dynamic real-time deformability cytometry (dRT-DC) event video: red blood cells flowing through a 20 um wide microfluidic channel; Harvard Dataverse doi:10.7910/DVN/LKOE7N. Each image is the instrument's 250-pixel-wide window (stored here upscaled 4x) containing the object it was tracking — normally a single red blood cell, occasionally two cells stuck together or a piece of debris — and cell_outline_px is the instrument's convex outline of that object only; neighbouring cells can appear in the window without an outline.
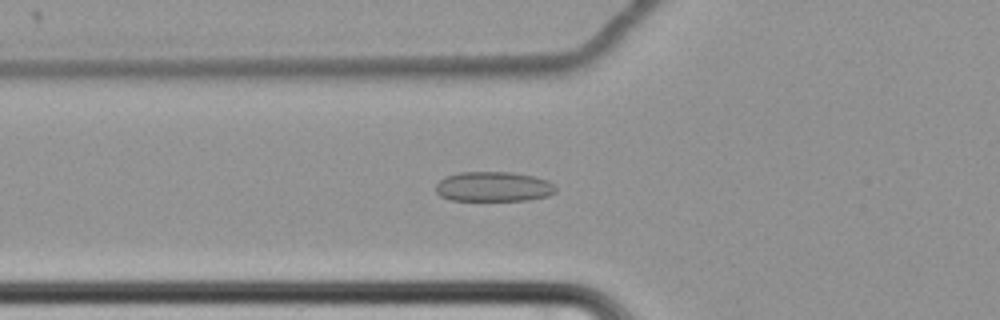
{"species": "common noctule bat (a hibernating species)", "species_latin": "Nyctalus noctula", "temperature_condition": "cold", "stored_images_in_passage": 57, "camera_frame_rate_fps": 3000, "um_per_image_px": 0.085, "animal": {"sex": "female", "body_mass_g": 22.7, "forearm_length_mm": 54.2}, "frame": {"image": 1, "passage_image": 19, "time_ms": 6.0, "image_size_px": [1000, 320], "cell_outline_px": [[556, 192], [548, 196], [528, 200], [452, 200], [440, 196], [436, 192], [436, 184], [444, 176], [460, 172], [512, 172], [532, 176], [548, 180], [556, 188]], "centroid_in_image_um": [41.94, 15.86], "position_along_channel_um": 83.9, "area_um2": 20.92}}
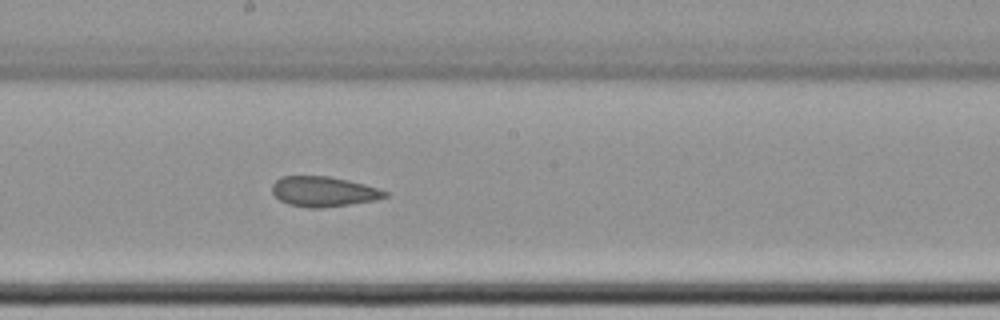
{"frame": {"image": 2, "passage_image": 31, "time_ms": 10.0, "image_size_px": [1000, 320], "cell_outline_px": [[388, 196], [376, 200], [320, 208], [308, 208], [288, 204], [280, 200], [272, 192], [272, 184], [280, 176], [328, 176], [348, 180], [380, 188], [388, 192]], "centroid_in_image_um": [27.5, 16.28], "position_along_channel_um": 220.7, "area_um2": 19.83}}
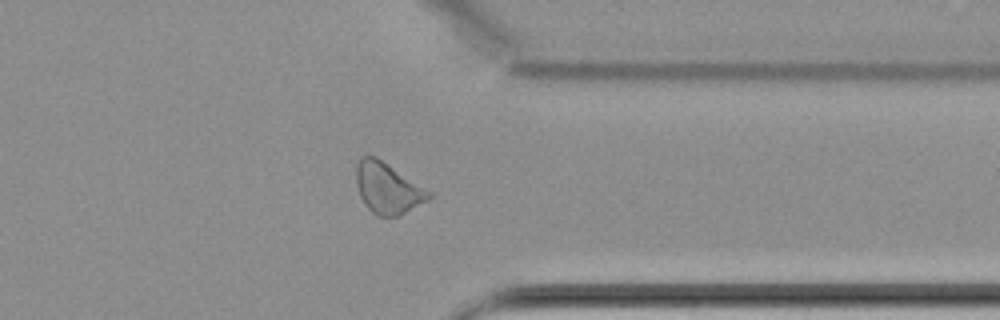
{"frame": {"image": 3, "passage_image": 45, "time_ms": 14.667, "image_size_px": [1000, 320], "cell_outline_px": [[436, 192], [428, 200], [400, 216], [376, 216], [364, 204], [360, 196], [356, 184], [356, 164], [360, 156], [376, 156]], "centroid_in_image_um": [33.01, 15.98], "position_along_channel_um": 378.4, "area_um2": 22.25}, "authors_computed_cell_mechanics": {"area_um2": 21.386, "velocity_mm_per_s": 3.4391, "shape_relaxation_time_tau1_ms": null, "shape_relaxation_time_tau2_ms": 6.1949, "deformation_change_tau1": null, "deformation_change_tau2": 0.1035}}